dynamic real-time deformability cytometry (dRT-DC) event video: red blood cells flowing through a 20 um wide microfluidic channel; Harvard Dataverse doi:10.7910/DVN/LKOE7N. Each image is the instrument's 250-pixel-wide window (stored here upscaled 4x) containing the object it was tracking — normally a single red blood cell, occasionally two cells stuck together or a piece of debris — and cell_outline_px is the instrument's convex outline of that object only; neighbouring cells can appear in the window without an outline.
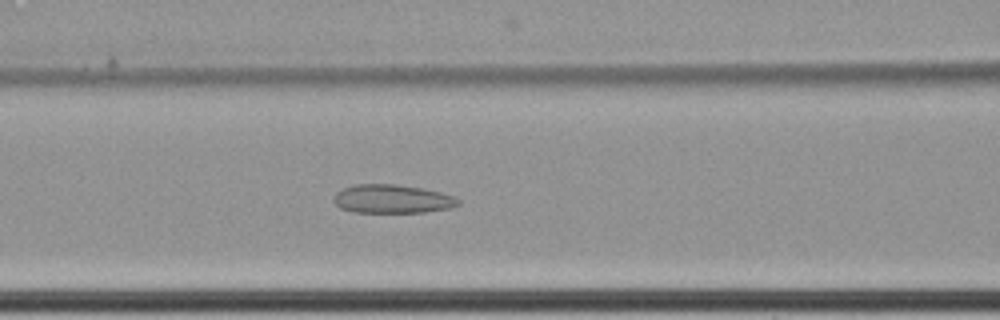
{"species": "common noctule bat (a hibernating species)", "species_latin": "Nyctalus noctula", "temperature_condition": "cold", "stored_images_in_passage": 65, "camera_frame_rate_fps": 3000, "um_per_image_px": 0.085, "animal": {"sex": "female", "body_mass_g": 22.7, "forearm_length_mm": 54.2}, "frame": {"image": 1, "passage_image": 31, "time_ms": 10.0, "image_size_px": [1000, 320], "cell_outline_px": [[460, 204], [448, 208], [424, 212], [356, 212], [340, 208], [332, 200], [332, 196], [336, 192], [352, 184], [396, 184], [420, 188], [440, 192], [452, 196], [460, 200]], "centroid_in_image_um": [33.29, 16.9], "position_along_channel_um": 133.3, "area_um2": 20.69}}
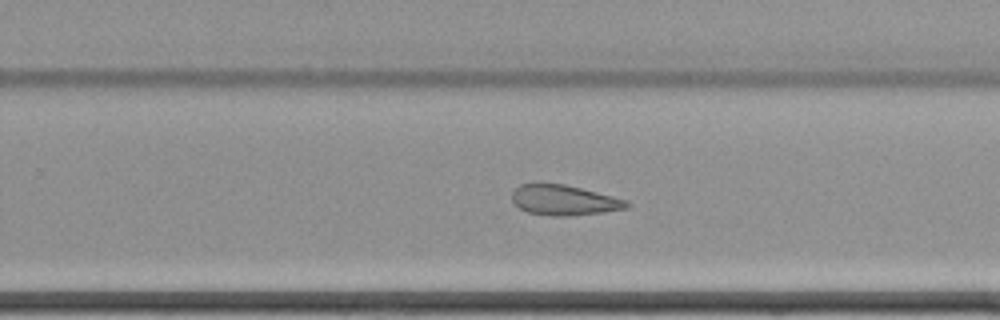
{"frame": {"image": 2, "passage_image": 44, "time_ms": 14.333, "image_size_px": [1000, 320], "cell_outline_px": [[632, 204], [628, 208], [604, 212], [572, 216], [552, 216], [528, 212], [520, 208], [512, 200], [512, 192], [520, 184], [564, 184], [628, 200]], "centroid_in_image_um": [47.98, 17.03], "position_along_channel_um": 281.8, "area_um2": 20.11}}
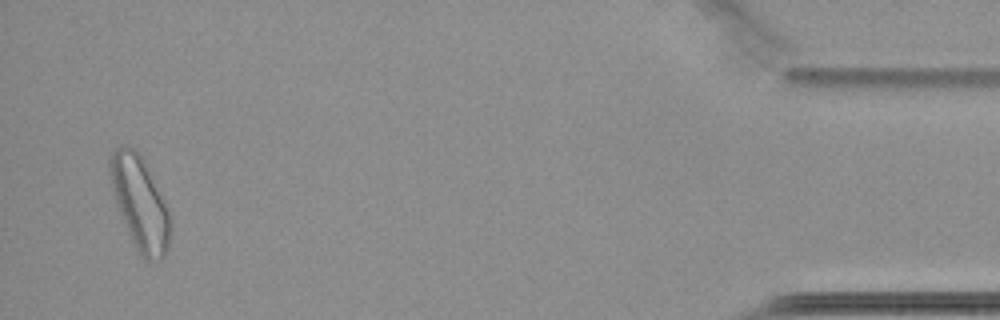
{"frame": {"image": 3, "passage_image": 63, "time_ms": 20.667, "image_size_px": [1000, 320], "cell_outline_px": [[172, 228], [168, 248], [164, 256], [160, 260], [152, 264], [144, 260], [136, 248], [132, 240], [116, 204], [108, 172], [108, 160], [112, 152], [120, 144], [128, 144], [136, 148], [140, 152], [168, 208], [172, 220]], "centroid_in_image_um": [11.9, 17.25], "position_along_channel_um": 423.3, "area_um2": 33.41}, "authors_computed_cell_mechanics": {"area_um2": 26.3568, "velocity_mm_per_s": 3.4338, "shape_relaxation_time_tau1_ms": null, "shape_relaxation_time_tau2_ms": 2.86, "deformation_change_tau1": null, "deformation_change_tau2": 0.1136}}